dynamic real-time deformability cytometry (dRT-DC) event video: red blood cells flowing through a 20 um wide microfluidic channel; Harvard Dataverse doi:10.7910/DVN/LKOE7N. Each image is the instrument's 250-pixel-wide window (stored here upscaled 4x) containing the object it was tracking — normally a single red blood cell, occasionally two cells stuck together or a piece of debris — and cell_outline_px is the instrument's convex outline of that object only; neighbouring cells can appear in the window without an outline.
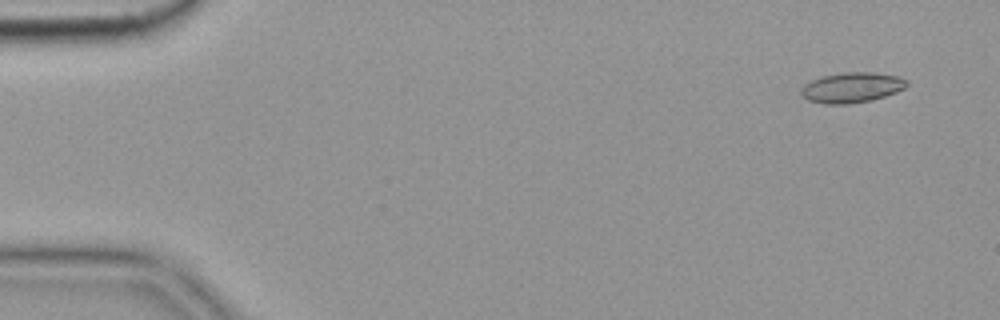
{"species": "common noctule bat (a hibernating species)", "species_latin": "Nyctalus noctula", "temperature_condition": "cold", "stored_images_in_passage": 7, "camera_frame_rate_fps": 3000, "um_per_image_px": 0.085, "animal": {"sex": "female", "body_mass_g": 19.9}, "frame": {"image": 1, "passage_image": 1, "time_ms": 0.0, "image_size_px": [1000, 320], "cell_outline_px": [[908, 84], [904, 88], [896, 92], [872, 100], [848, 104], [824, 104], [808, 100], [800, 92], [800, 88], [804, 84], [812, 80], [824, 76], [844, 72], [872, 72], [900, 76], [908, 80]], "centroid_in_image_um": [72.42, 7.44], "position_along_channel_um": 12.6, "area_um2": 18.67}}
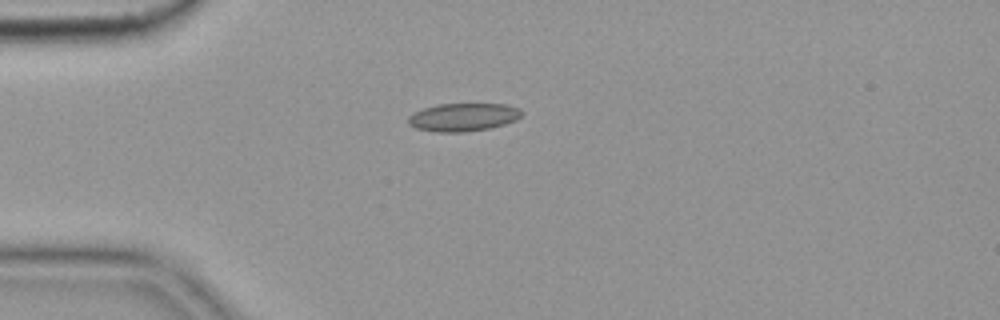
{"frame": {"image": 2, "passage_image": 4, "time_ms": 1.0, "image_size_px": [1000, 320], "cell_outline_px": [[524, 112], [516, 120], [504, 124], [488, 128], [464, 132], [436, 132], [416, 128], [408, 124], [408, 116], [424, 108], [436, 104], [508, 104], [520, 108]], "centroid_in_image_um": [39.39, 9.95], "position_along_channel_um": 45.6, "area_um2": 18.55}}